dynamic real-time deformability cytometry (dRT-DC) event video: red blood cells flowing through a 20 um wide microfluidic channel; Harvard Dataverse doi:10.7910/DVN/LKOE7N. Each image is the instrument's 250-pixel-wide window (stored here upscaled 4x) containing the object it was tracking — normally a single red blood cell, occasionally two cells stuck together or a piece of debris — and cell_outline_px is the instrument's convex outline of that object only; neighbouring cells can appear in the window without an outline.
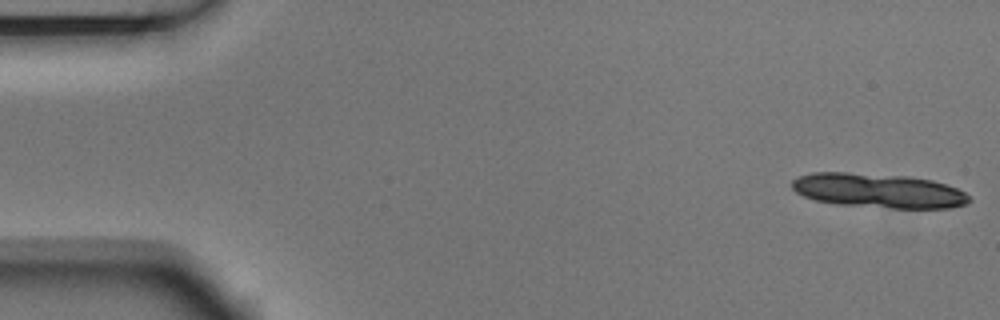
{"species": "Egyptian fruit bat (a non-hibernating species)", "species_latin": "Rousettus aegyptiacus", "temperature_condition": "room temperature", "stored_images_in_passage": 4, "camera_frame_rate_fps": 3000, "um_per_image_px": 0.085, "animal": {"sex": "male"}, "frame": {"image": 1, "passage_image": 1, "time_ms": 0.0, "image_size_px": [1000, 320], "cell_outline_px": [[972, 200], [964, 204], [948, 208], [892, 208], [836, 204], [816, 200], [804, 196], [796, 192], [792, 188], [792, 180], [800, 176], [812, 172], [844, 172], [904, 176], [932, 180], [956, 188], [964, 192]], "centroid_in_image_um": [74.64, 16.2], "position_along_channel_um": 10.4, "area_um2": 35.26}}